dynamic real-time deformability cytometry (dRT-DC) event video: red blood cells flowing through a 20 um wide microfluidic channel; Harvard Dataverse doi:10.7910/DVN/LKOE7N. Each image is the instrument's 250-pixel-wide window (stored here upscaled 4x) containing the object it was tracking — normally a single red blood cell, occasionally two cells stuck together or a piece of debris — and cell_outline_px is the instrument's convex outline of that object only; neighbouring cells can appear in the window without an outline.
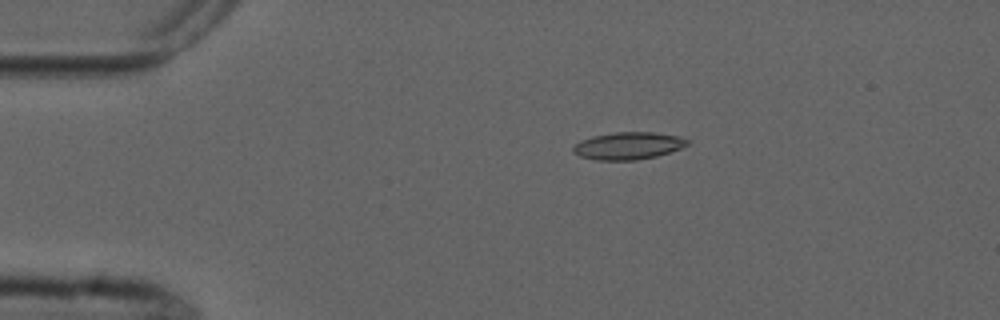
{"species": "common noctule bat (a hibernating species)", "species_latin": "Nyctalus noctula", "temperature_condition": "cold", "stored_images_in_passage": 4, "camera_frame_rate_fps": 3000, "um_per_image_px": 0.085, "animal": {"sex": "male", "forearm_length_mm": 52.5}, "frame": {"image": 1, "passage_image": 3, "time_ms": 3.0, "image_size_px": [1000, 320], "cell_outline_px": [[688, 144], [680, 148], [656, 156], [636, 160], [596, 160], [580, 156], [572, 152], [572, 148], [580, 140], [592, 136], [616, 132], [652, 132], [680, 136], [688, 140]], "centroid_in_image_um": [53.36, 12.39], "position_along_channel_um": 31.6, "area_um2": 18.09}}